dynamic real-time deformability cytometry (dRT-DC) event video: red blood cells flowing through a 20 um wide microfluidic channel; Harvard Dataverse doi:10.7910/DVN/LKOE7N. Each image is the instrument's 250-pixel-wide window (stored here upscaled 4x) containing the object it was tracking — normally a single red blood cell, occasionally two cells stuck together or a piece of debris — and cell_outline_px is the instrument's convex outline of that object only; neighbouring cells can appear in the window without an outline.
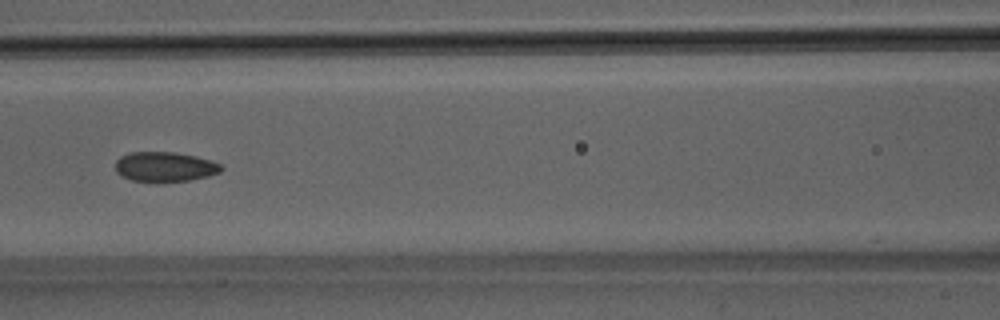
{"species": "Egyptian fruit bat (a non-hibernating species)", "species_latin": "Rousettus aegyptiacus", "temperature_condition": "room temperature", "stored_images_in_passage": 42, "camera_frame_rate_fps": 3000, "um_per_image_px": 0.085, "animal": {"sex": "male"}, "frame": {"image": 1, "passage_image": 15, "time_ms": 4.667, "image_size_px": [1000, 320], "cell_outline_px": [[224, 168], [220, 172], [208, 176], [188, 180], [132, 180], [116, 172], [116, 160], [120, 156], [128, 152], [176, 152], [196, 156], [220, 164]], "centroid_in_image_um": [14.01, 14.14], "position_along_channel_um": 152.6, "area_um2": 17.92}}
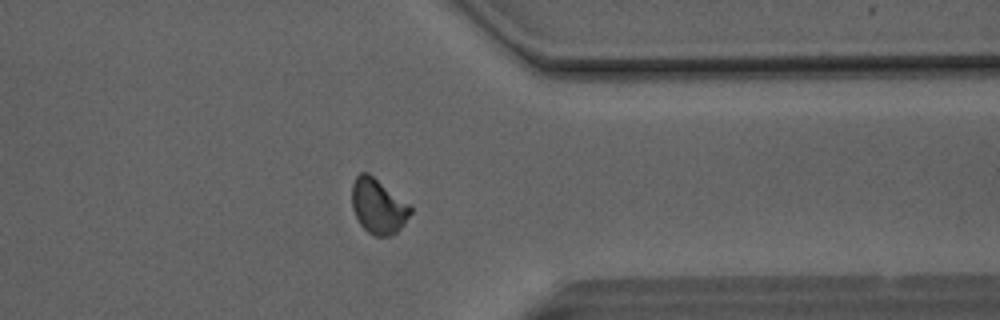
{"frame": {"image": 2, "passage_image": 32, "time_ms": 10.333, "image_size_px": [1000, 320], "cell_outline_px": [[412, 212], [404, 224], [392, 236], [376, 236], [368, 232], [360, 224], [352, 208], [352, 184], [356, 176], [360, 172], [368, 172], [408, 204], [412, 208]], "centroid_in_image_um": [32.13, 17.53], "position_along_channel_um": 379.3, "area_um2": 18.55}}
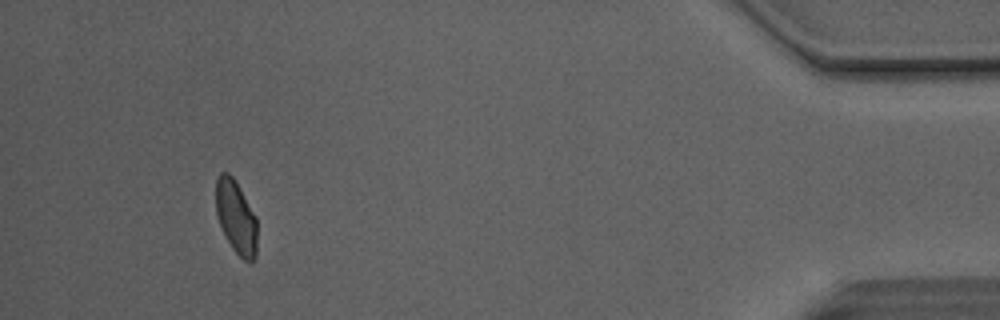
{"frame": {"image": 3, "passage_image": 39, "time_ms": 12.667, "image_size_px": [1000, 320], "cell_outline_px": [[256, 256], [252, 260], [244, 260], [232, 248], [216, 216], [216, 180], [220, 172], [228, 172], [232, 176], [240, 188], [256, 216]], "centroid_in_image_um": [20.05, 18.41], "position_along_channel_um": 415.1, "area_um2": 17.4}, "authors_computed_cell_mechanics": {"area_um2": 18.6116, "velocity_mm_per_s": 4.1196, "shape_relaxation_time_tau1_ms": 6.9443, "shape_relaxation_time_tau2_ms": 1.284, "deformation_change_tau1": 0.1266, "deformation_change_tau2": 0.0474}}